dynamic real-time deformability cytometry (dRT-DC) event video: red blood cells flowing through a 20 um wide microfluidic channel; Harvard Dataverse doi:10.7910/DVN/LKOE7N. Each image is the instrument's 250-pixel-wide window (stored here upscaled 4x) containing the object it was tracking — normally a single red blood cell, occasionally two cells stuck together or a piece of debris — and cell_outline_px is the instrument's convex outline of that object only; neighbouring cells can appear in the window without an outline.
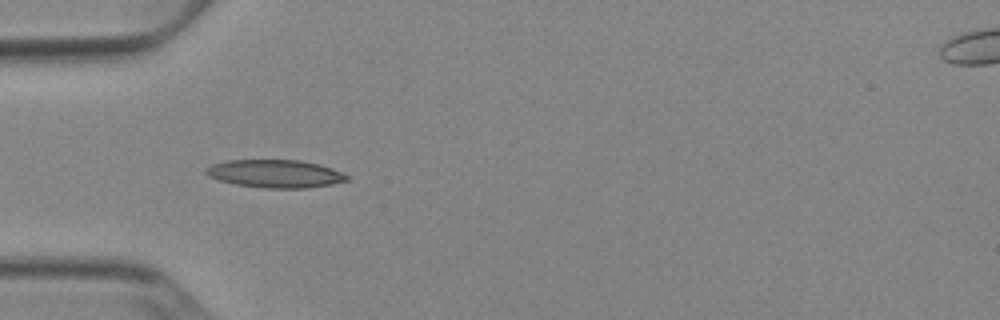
{"species": "Egyptian fruit bat (a non-hibernating species)", "species_latin": "Rousettus aegyptiacus", "temperature_condition": "cold", "stored_images_in_passage": 37, "camera_frame_rate_fps": 3000, "um_per_image_px": 0.085, "animal": {"sex": "female"}, "frame": {"image": 1, "passage_image": 1, "time_ms": 0.0, "image_size_px": [1000, 320], "cell_outline_px": [[348, 180], [332, 184], [308, 188], [264, 188], [236, 184], [220, 180], [208, 176], [204, 172], [204, 168], [212, 164], [228, 160], [300, 160], [320, 164], [344, 172], [348, 176]], "centroid_in_image_um": [23.4, 14.76], "position_along_channel_um": 61.6, "area_um2": 23.06}}
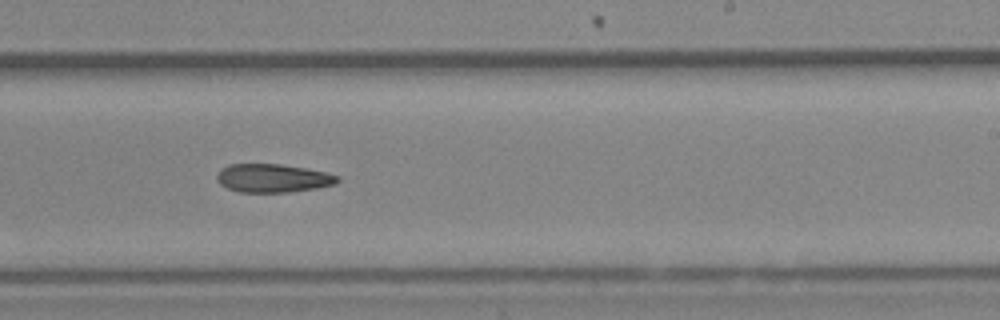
{"frame": {"image": 2, "passage_image": 17, "time_ms": 5.333, "image_size_px": [1000, 320], "cell_outline_px": [[340, 180], [336, 184], [316, 188], [288, 192], [240, 192], [228, 188], [220, 184], [216, 180], [216, 176], [220, 168], [228, 164], [280, 164], [304, 168], [324, 172], [340, 176]], "centroid_in_image_um": [23.17, 15.14], "position_along_channel_um": 265.8, "area_um2": 20.0}}
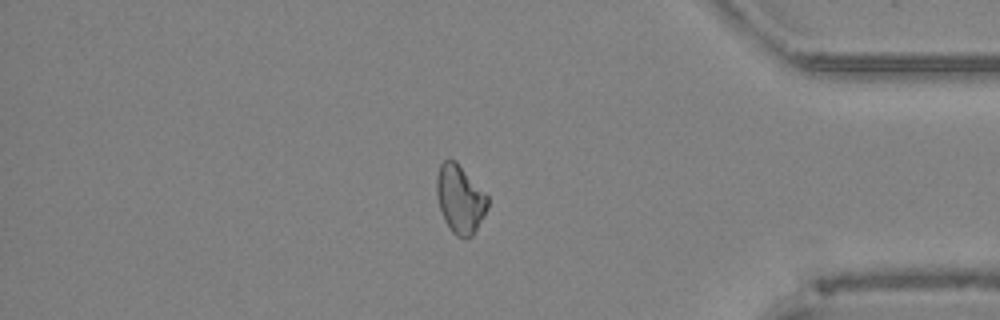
{"frame": {"image": 3, "passage_image": 29, "time_ms": 9.333, "image_size_px": [1000, 320], "cell_outline_px": [[488, 208], [472, 236], [456, 236], [448, 228], [444, 220], [436, 196], [436, 176], [440, 164], [444, 160], [456, 160], [488, 196]], "centroid_in_image_um": [39.08, 16.9], "position_along_channel_um": 396.1, "area_um2": 20.23}}